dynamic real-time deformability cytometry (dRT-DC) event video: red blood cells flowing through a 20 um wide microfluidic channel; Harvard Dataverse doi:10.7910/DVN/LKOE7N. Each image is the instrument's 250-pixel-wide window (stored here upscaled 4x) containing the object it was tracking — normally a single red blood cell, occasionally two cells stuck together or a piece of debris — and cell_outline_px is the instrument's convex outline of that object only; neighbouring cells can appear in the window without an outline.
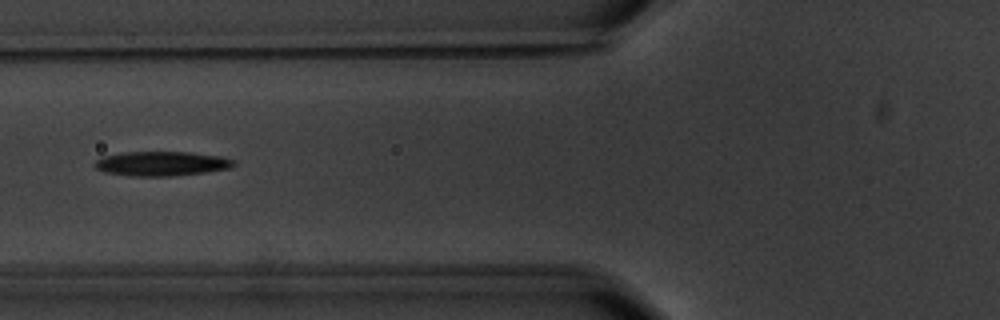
{"species": "common noctule bat (a hibernating species)", "species_latin": "Nyctalus noctula", "temperature_condition": "warm", "stored_images_in_passage": 9, "camera_frame_rate_fps": 3000, "um_per_image_px": 0.085, "animal": {"sex": "male", "body_mass_g": 20.1, "forearm_length_mm": 53.5}, "frame": {"image": 1, "passage_image": 7, "time_ms": 7.0, "image_size_px": [1000, 320], "cell_outline_px": [[236, 164], [232, 168], [204, 172], [168, 176], [132, 176], [104, 172], [96, 168], [96, 160], [104, 156], [124, 152], [192, 152], [224, 156], [236, 160]], "centroid_in_image_um": [13.81, 13.9], "position_along_channel_um": 112.0, "area_um2": 19.88}}
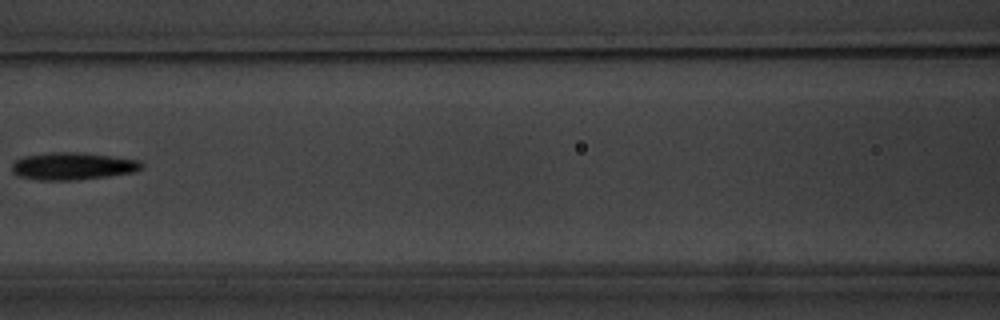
{"frame": {"image": 2, "passage_image": 8, "time_ms": 8.333, "image_size_px": [1000, 320], "cell_outline_px": [[144, 164], [136, 172], [108, 176], [76, 180], [40, 180], [20, 176], [12, 172], [12, 164], [16, 160], [24, 156], [52, 152], [84, 152], [140, 160]], "centroid_in_image_um": [6.21, 14.11], "position_along_channel_um": 160.4, "area_um2": 20.75}}
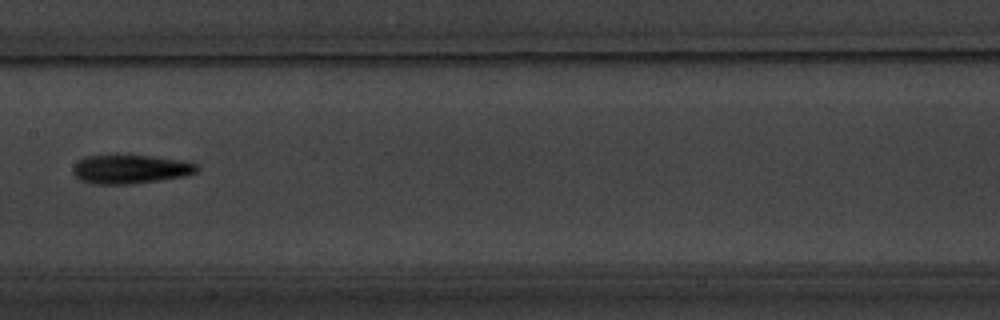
{"frame": {"image": 3, "passage_image": 9, "time_ms": 9.333, "image_size_px": [1000, 320], "cell_outline_px": [[200, 168], [196, 172], [184, 176], [132, 184], [92, 184], [80, 180], [72, 172], [72, 168], [76, 160], [88, 156], [112, 152], [116, 152], [152, 156], [180, 160], [196, 164]], "centroid_in_image_um": [11.0, 14.33], "position_along_channel_um": 196.4, "area_um2": 21.68}}